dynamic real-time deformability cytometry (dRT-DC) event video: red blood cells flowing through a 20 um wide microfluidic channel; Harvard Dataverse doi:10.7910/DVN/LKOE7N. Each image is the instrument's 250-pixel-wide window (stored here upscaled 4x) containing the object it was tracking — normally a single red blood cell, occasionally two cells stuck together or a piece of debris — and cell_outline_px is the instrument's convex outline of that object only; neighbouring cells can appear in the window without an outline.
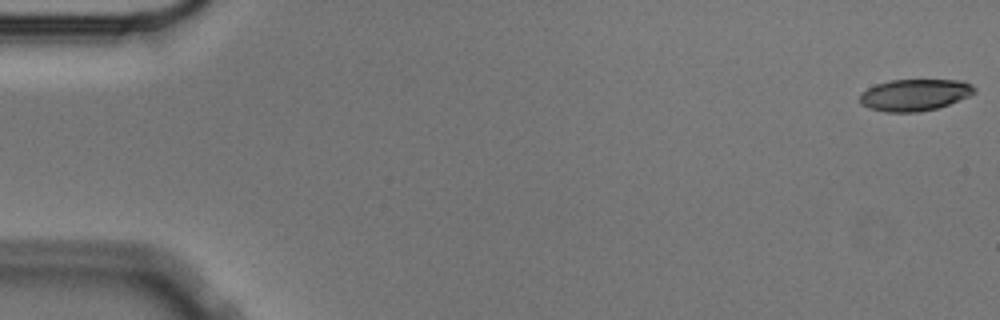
{"species": "Egyptian fruit bat (a non-hibernating species)", "species_latin": "Rousettus aegyptiacus", "temperature_condition": "cold", "stored_images_in_passage": 57, "camera_frame_rate_fps": 3000, "um_per_image_px": 0.085, "animal": {"sex": "male"}, "frame": {"image": 1, "passage_image": 1, "time_ms": 0.0, "image_size_px": [1000, 320], "cell_outline_px": [[976, 92], [968, 96], [948, 104], [936, 108], [920, 112], [884, 112], [868, 108], [860, 104], [860, 96], [868, 88], [876, 84], [892, 80], [960, 80], [972, 84], [976, 88]], "centroid_in_image_um": [77.75, 8.07], "position_along_channel_um": 7.3, "area_um2": 21.1}}
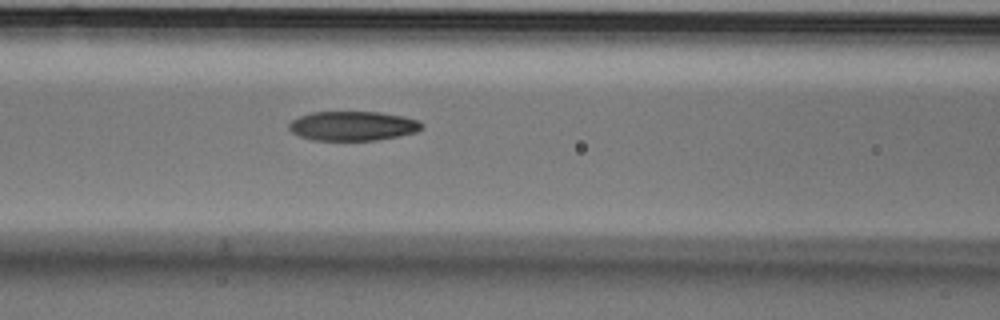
{"frame": {"image": 2, "passage_image": 24, "time_ms": 7.667, "image_size_px": [1000, 320], "cell_outline_px": [[424, 128], [416, 132], [376, 140], [312, 140], [300, 136], [292, 132], [288, 128], [288, 124], [292, 120], [300, 116], [312, 112], [380, 112], [404, 116], [420, 120], [424, 124]], "centroid_in_image_um": [30.02, 10.7], "position_along_channel_um": 136.6, "area_um2": 22.83}}
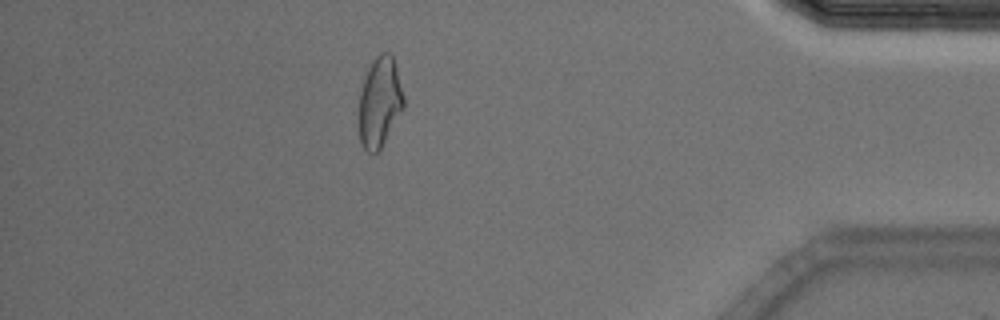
{"frame": {"image": 3, "passage_image": 50, "time_ms": 16.333, "image_size_px": [1000, 320], "cell_outline_px": [[404, 108], [380, 148], [372, 156], [360, 144], [360, 92], [364, 76], [372, 60], [380, 52], [388, 52], [392, 56], [396, 68], [404, 96]], "centroid_in_image_um": [32.27, 8.67], "position_along_channel_um": 402.9, "area_um2": 23.29}, "authors_computed_cell_mechanics": {"area_um2": 23.2934, "velocity_mm_per_s": 3.544, "shape_relaxation_time_tau1_ms": 4.4063, "shape_relaxation_time_tau2_ms": 4.09, "deformation_change_tau1": 0.1439, "deformation_change_tau2": 0.111}}